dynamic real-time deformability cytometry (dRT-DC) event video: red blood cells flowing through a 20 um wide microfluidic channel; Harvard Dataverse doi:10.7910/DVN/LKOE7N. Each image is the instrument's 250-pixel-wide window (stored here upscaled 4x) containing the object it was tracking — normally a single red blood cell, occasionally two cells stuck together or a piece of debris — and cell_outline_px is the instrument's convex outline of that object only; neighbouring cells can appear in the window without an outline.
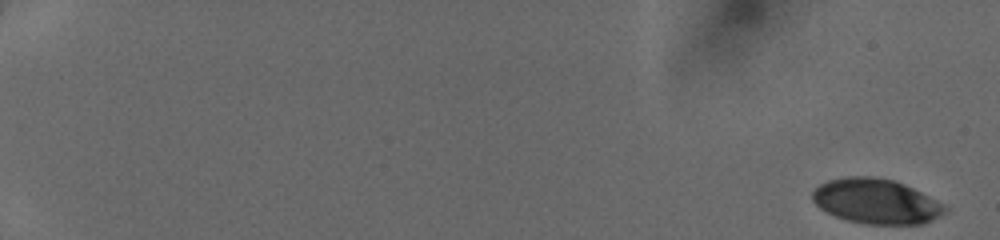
{"species": "human", "species_latin": "Homo sapiens", "temperature_condition": "cold", "stored_images_in_passage": 50, "camera_frame_rate_fps": 3000, "um_per_image_px": 0.085, "donor": {"sex": "female"}, "frame": {"image": 1, "passage_image": 1, "time_ms": 0.0, "image_size_px": [1000, 240], "cell_outline_px": [[948, 212], [924, 224], [864, 224], [848, 220], [836, 216], [820, 208], [812, 200], [812, 192], [820, 184], [828, 180], [848, 176], [872, 176], [892, 180], [904, 184], [936, 200], [948, 208]], "centroid_in_image_um": [74.48, 17.11], "position_along_channel_um": 10.5, "area_um2": 34.56}}
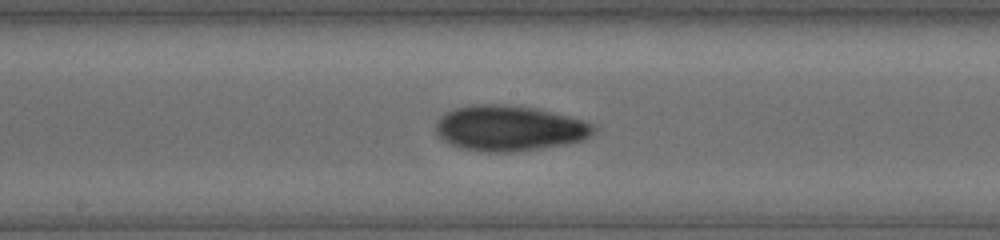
{"frame": {"image": 2, "passage_image": 30, "time_ms": 9.667, "image_size_px": [1000, 240], "cell_outline_px": [[596, 128], [592, 136], [584, 140], [564, 144], [508, 152], [484, 152], [464, 148], [452, 144], [444, 140], [436, 132], [436, 124], [440, 116], [456, 108], [472, 104], [492, 104], [536, 108], [584, 120], [592, 124]], "centroid_in_image_um": [43.31, 10.89], "position_along_channel_um": 204.9, "area_um2": 41.33}}
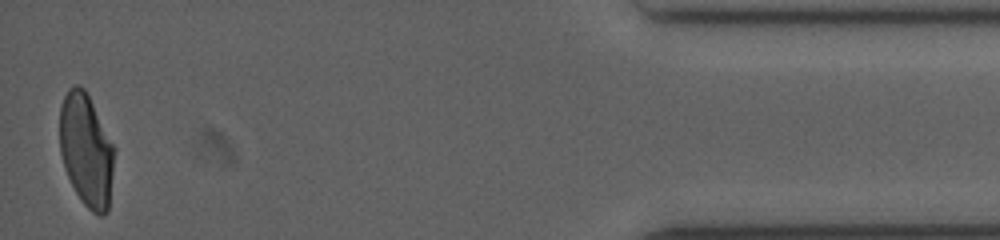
{"frame": {"image": 3, "passage_image": 50, "time_ms": 16.333, "image_size_px": [1000, 240], "cell_outline_px": [[116, 148], [108, 212], [104, 216], [100, 216], [92, 212], [84, 204], [76, 192], [64, 168], [60, 152], [60, 104], [68, 88], [76, 84], [80, 84], [84, 88]], "centroid_in_image_um": [7.35, 12.76], "position_along_channel_um": 427.9, "area_um2": 36.18}}